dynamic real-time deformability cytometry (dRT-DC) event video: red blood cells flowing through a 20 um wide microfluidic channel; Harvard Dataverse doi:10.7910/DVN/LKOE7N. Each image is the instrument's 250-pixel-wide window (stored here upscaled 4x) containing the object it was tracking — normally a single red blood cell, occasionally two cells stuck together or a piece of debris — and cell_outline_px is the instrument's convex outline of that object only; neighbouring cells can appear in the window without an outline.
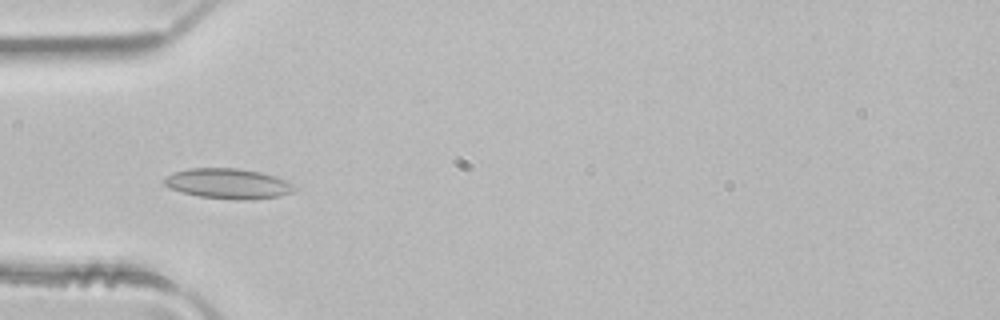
{"species": "common noctule bat (a hibernating species)", "species_latin": "Nyctalus noctula", "temperature_condition": "room temperature", "stored_images_in_passage": 8, "camera_frame_rate_fps": 3000, "um_per_image_px": 0.085, "animal": {"sex": "male", "body_mass_g": 21.5, "forearm_length_mm": 52.0}, "frame": {"image": 1, "passage_image": 5, "time_ms": 1.333, "image_size_px": [1000, 320], "cell_outline_px": [[296, 188], [292, 192], [280, 196], [252, 200], [236, 200], [200, 196], [180, 192], [164, 184], [164, 176], [188, 168], [236, 168], [260, 172], [276, 176], [292, 184]], "centroid_in_image_um": [19.4, 15.61], "position_along_channel_um": 65.6, "area_um2": 22.89}}
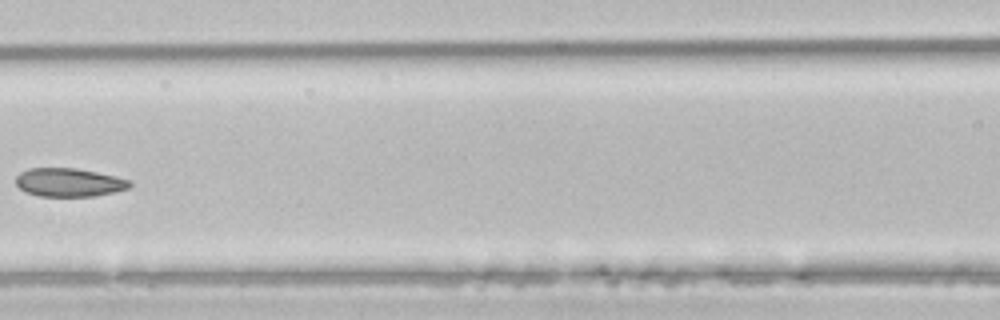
{"frame": {"image": 2, "passage_image": 7, "time_ms": 2.0, "image_size_px": [1000, 320], "cell_outline_px": [[132, 184], [128, 188], [96, 196], [40, 196], [24, 192], [16, 184], [16, 176], [20, 172], [28, 168], [76, 168], [116, 176], [132, 180]], "centroid_in_image_um": [5.86, 15.5], "position_along_channel_um": 160.7, "area_um2": 18.96}}
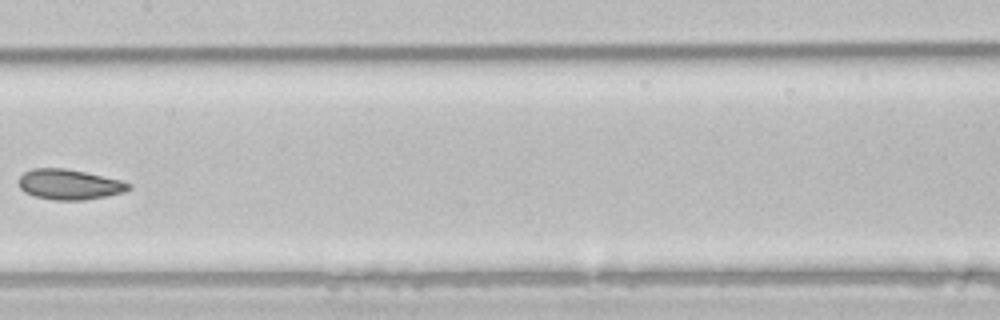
{"frame": {"image": 3, "passage_image": 8, "time_ms": 2.333, "image_size_px": [1000, 320], "cell_outline_px": [[132, 188], [124, 192], [108, 196], [84, 200], [56, 200], [36, 196], [24, 192], [20, 188], [20, 176], [24, 172], [32, 168], [64, 168], [84, 172], [120, 180], [132, 184]], "centroid_in_image_um": [5.91, 15.68], "position_along_channel_um": 201.5, "area_um2": 19.31}}